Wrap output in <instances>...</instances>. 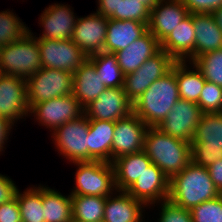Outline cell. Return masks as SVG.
Wrapping results in <instances>:
<instances>
[{
  "label": "cell",
  "mask_w": 222,
  "mask_h": 222,
  "mask_svg": "<svg viewBox=\"0 0 222 222\" xmlns=\"http://www.w3.org/2000/svg\"><path fill=\"white\" fill-rule=\"evenodd\" d=\"M208 169L192 161L169 182V196L173 204L191 210L199 204L219 196Z\"/></svg>",
  "instance_id": "1"
},
{
  "label": "cell",
  "mask_w": 222,
  "mask_h": 222,
  "mask_svg": "<svg viewBox=\"0 0 222 222\" xmlns=\"http://www.w3.org/2000/svg\"><path fill=\"white\" fill-rule=\"evenodd\" d=\"M143 152L170 179L191 162V143L165 134L157 127H148Z\"/></svg>",
  "instance_id": "2"
},
{
  "label": "cell",
  "mask_w": 222,
  "mask_h": 222,
  "mask_svg": "<svg viewBox=\"0 0 222 222\" xmlns=\"http://www.w3.org/2000/svg\"><path fill=\"white\" fill-rule=\"evenodd\" d=\"M180 99L175 76V64L165 76L155 80L133 102V112L148 126L158 127Z\"/></svg>",
  "instance_id": "3"
},
{
  "label": "cell",
  "mask_w": 222,
  "mask_h": 222,
  "mask_svg": "<svg viewBox=\"0 0 222 222\" xmlns=\"http://www.w3.org/2000/svg\"><path fill=\"white\" fill-rule=\"evenodd\" d=\"M41 68L39 44L31 30L21 40L2 46L0 70L3 75L28 79Z\"/></svg>",
  "instance_id": "4"
},
{
  "label": "cell",
  "mask_w": 222,
  "mask_h": 222,
  "mask_svg": "<svg viewBox=\"0 0 222 222\" xmlns=\"http://www.w3.org/2000/svg\"><path fill=\"white\" fill-rule=\"evenodd\" d=\"M222 159V112L202 114L191 142V161L209 167Z\"/></svg>",
  "instance_id": "5"
},
{
  "label": "cell",
  "mask_w": 222,
  "mask_h": 222,
  "mask_svg": "<svg viewBox=\"0 0 222 222\" xmlns=\"http://www.w3.org/2000/svg\"><path fill=\"white\" fill-rule=\"evenodd\" d=\"M77 165L75 187L71 195L108 197L116 191L112 163L103 161L72 162ZM115 190V191H114Z\"/></svg>",
  "instance_id": "6"
},
{
  "label": "cell",
  "mask_w": 222,
  "mask_h": 222,
  "mask_svg": "<svg viewBox=\"0 0 222 222\" xmlns=\"http://www.w3.org/2000/svg\"><path fill=\"white\" fill-rule=\"evenodd\" d=\"M73 73L51 68H41L26 79L27 103H36L72 94Z\"/></svg>",
  "instance_id": "7"
},
{
  "label": "cell",
  "mask_w": 222,
  "mask_h": 222,
  "mask_svg": "<svg viewBox=\"0 0 222 222\" xmlns=\"http://www.w3.org/2000/svg\"><path fill=\"white\" fill-rule=\"evenodd\" d=\"M176 60L164 50L148 58L136 71L124 76L123 89L133 103L159 78L172 70Z\"/></svg>",
  "instance_id": "8"
},
{
  "label": "cell",
  "mask_w": 222,
  "mask_h": 222,
  "mask_svg": "<svg viewBox=\"0 0 222 222\" xmlns=\"http://www.w3.org/2000/svg\"><path fill=\"white\" fill-rule=\"evenodd\" d=\"M89 119L83 114L76 120L66 122L53 131L51 136L60 155L69 162L88 161Z\"/></svg>",
  "instance_id": "9"
},
{
  "label": "cell",
  "mask_w": 222,
  "mask_h": 222,
  "mask_svg": "<svg viewBox=\"0 0 222 222\" xmlns=\"http://www.w3.org/2000/svg\"><path fill=\"white\" fill-rule=\"evenodd\" d=\"M42 126L50 132L62 124L78 119L84 114V108L73 94L53 98L34 104L29 111Z\"/></svg>",
  "instance_id": "10"
},
{
  "label": "cell",
  "mask_w": 222,
  "mask_h": 222,
  "mask_svg": "<svg viewBox=\"0 0 222 222\" xmlns=\"http://www.w3.org/2000/svg\"><path fill=\"white\" fill-rule=\"evenodd\" d=\"M43 68L74 73L88 58L71 39H37Z\"/></svg>",
  "instance_id": "11"
},
{
  "label": "cell",
  "mask_w": 222,
  "mask_h": 222,
  "mask_svg": "<svg viewBox=\"0 0 222 222\" xmlns=\"http://www.w3.org/2000/svg\"><path fill=\"white\" fill-rule=\"evenodd\" d=\"M201 115L197 103L179 99L157 128L167 135L191 143Z\"/></svg>",
  "instance_id": "12"
},
{
  "label": "cell",
  "mask_w": 222,
  "mask_h": 222,
  "mask_svg": "<svg viewBox=\"0 0 222 222\" xmlns=\"http://www.w3.org/2000/svg\"><path fill=\"white\" fill-rule=\"evenodd\" d=\"M148 126L134 113L115 122L111 163L125 155L143 151L144 138Z\"/></svg>",
  "instance_id": "13"
},
{
  "label": "cell",
  "mask_w": 222,
  "mask_h": 222,
  "mask_svg": "<svg viewBox=\"0 0 222 222\" xmlns=\"http://www.w3.org/2000/svg\"><path fill=\"white\" fill-rule=\"evenodd\" d=\"M132 112L133 103L127 98L123 87L106 88L84 108V115L89 120L116 122Z\"/></svg>",
  "instance_id": "14"
},
{
  "label": "cell",
  "mask_w": 222,
  "mask_h": 222,
  "mask_svg": "<svg viewBox=\"0 0 222 222\" xmlns=\"http://www.w3.org/2000/svg\"><path fill=\"white\" fill-rule=\"evenodd\" d=\"M30 108L27 103L26 79L13 76H0V116L13 124L28 117Z\"/></svg>",
  "instance_id": "15"
},
{
  "label": "cell",
  "mask_w": 222,
  "mask_h": 222,
  "mask_svg": "<svg viewBox=\"0 0 222 222\" xmlns=\"http://www.w3.org/2000/svg\"><path fill=\"white\" fill-rule=\"evenodd\" d=\"M108 20L97 12L78 18L71 40L87 57L104 51Z\"/></svg>",
  "instance_id": "16"
},
{
  "label": "cell",
  "mask_w": 222,
  "mask_h": 222,
  "mask_svg": "<svg viewBox=\"0 0 222 222\" xmlns=\"http://www.w3.org/2000/svg\"><path fill=\"white\" fill-rule=\"evenodd\" d=\"M170 179L154 163H151L135 183L126 191L134 199L140 200L146 206L158 204L169 196Z\"/></svg>",
  "instance_id": "17"
},
{
  "label": "cell",
  "mask_w": 222,
  "mask_h": 222,
  "mask_svg": "<svg viewBox=\"0 0 222 222\" xmlns=\"http://www.w3.org/2000/svg\"><path fill=\"white\" fill-rule=\"evenodd\" d=\"M189 14L182 0H160L150 11L148 30L161 43Z\"/></svg>",
  "instance_id": "18"
},
{
  "label": "cell",
  "mask_w": 222,
  "mask_h": 222,
  "mask_svg": "<svg viewBox=\"0 0 222 222\" xmlns=\"http://www.w3.org/2000/svg\"><path fill=\"white\" fill-rule=\"evenodd\" d=\"M40 16L41 26L44 28L42 35L36 37L37 39H52V40H66L71 39L75 24L77 23V16L71 10V7L66 4L49 5L42 11Z\"/></svg>",
  "instance_id": "19"
},
{
  "label": "cell",
  "mask_w": 222,
  "mask_h": 222,
  "mask_svg": "<svg viewBox=\"0 0 222 222\" xmlns=\"http://www.w3.org/2000/svg\"><path fill=\"white\" fill-rule=\"evenodd\" d=\"M160 0H98L96 12L112 20L149 23L150 11Z\"/></svg>",
  "instance_id": "20"
},
{
  "label": "cell",
  "mask_w": 222,
  "mask_h": 222,
  "mask_svg": "<svg viewBox=\"0 0 222 222\" xmlns=\"http://www.w3.org/2000/svg\"><path fill=\"white\" fill-rule=\"evenodd\" d=\"M161 49L176 61L192 62L195 59L193 14H189L182 20L171 34L161 42Z\"/></svg>",
  "instance_id": "21"
},
{
  "label": "cell",
  "mask_w": 222,
  "mask_h": 222,
  "mask_svg": "<svg viewBox=\"0 0 222 222\" xmlns=\"http://www.w3.org/2000/svg\"><path fill=\"white\" fill-rule=\"evenodd\" d=\"M161 50V43L148 30L125 49L115 52L124 75L136 71L148 58Z\"/></svg>",
  "instance_id": "22"
},
{
  "label": "cell",
  "mask_w": 222,
  "mask_h": 222,
  "mask_svg": "<svg viewBox=\"0 0 222 222\" xmlns=\"http://www.w3.org/2000/svg\"><path fill=\"white\" fill-rule=\"evenodd\" d=\"M116 192L114 193L116 195L111 194L106 198L103 221L142 222L143 209L147 206L140 200L134 199L127 191L116 190Z\"/></svg>",
  "instance_id": "23"
},
{
  "label": "cell",
  "mask_w": 222,
  "mask_h": 222,
  "mask_svg": "<svg viewBox=\"0 0 222 222\" xmlns=\"http://www.w3.org/2000/svg\"><path fill=\"white\" fill-rule=\"evenodd\" d=\"M148 31V23L135 20H108L104 51L115 53L125 49Z\"/></svg>",
  "instance_id": "24"
},
{
  "label": "cell",
  "mask_w": 222,
  "mask_h": 222,
  "mask_svg": "<svg viewBox=\"0 0 222 222\" xmlns=\"http://www.w3.org/2000/svg\"><path fill=\"white\" fill-rule=\"evenodd\" d=\"M106 88L101 82L94 64L88 58L73 73L72 94L83 108L94 101Z\"/></svg>",
  "instance_id": "25"
},
{
  "label": "cell",
  "mask_w": 222,
  "mask_h": 222,
  "mask_svg": "<svg viewBox=\"0 0 222 222\" xmlns=\"http://www.w3.org/2000/svg\"><path fill=\"white\" fill-rule=\"evenodd\" d=\"M114 129V121L89 120L88 161L111 163Z\"/></svg>",
  "instance_id": "26"
},
{
  "label": "cell",
  "mask_w": 222,
  "mask_h": 222,
  "mask_svg": "<svg viewBox=\"0 0 222 222\" xmlns=\"http://www.w3.org/2000/svg\"><path fill=\"white\" fill-rule=\"evenodd\" d=\"M195 58L203 53L222 49V31L212 13L193 14Z\"/></svg>",
  "instance_id": "27"
},
{
  "label": "cell",
  "mask_w": 222,
  "mask_h": 222,
  "mask_svg": "<svg viewBox=\"0 0 222 222\" xmlns=\"http://www.w3.org/2000/svg\"><path fill=\"white\" fill-rule=\"evenodd\" d=\"M143 152L121 156L112 162L116 190L126 191L151 164Z\"/></svg>",
  "instance_id": "28"
},
{
  "label": "cell",
  "mask_w": 222,
  "mask_h": 222,
  "mask_svg": "<svg viewBox=\"0 0 222 222\" xmlns=\"http://www.w3.org/2000/svg\"><path fill=\"white\" fill-rule=\"evenodd\" d=\"M187 64L188 63L186 61L175 62V76L179 96L180 99L198 103L206 79L193 62H189L190 65L192 64V70Z\"/></svg>",
  "instance_id": "29"
},
{
  "label": "cell",
  "mask_w": 222,
  "mask_h": 222,
  "mask_svg": "<svg viewBox=\"0 0 222 222\" xmlns=\"http://www.w3.org/2000/svg\"><path fill=\"white\" fill-rule=\"evenodd\" d=\"M42 205L45 222H72L71 194L64 196L42 185Z\"/></svg>",
  "instance_id": "30"
},
{
  "label": "cell",
  "mask_w": 222,
  "mask_h": 222,
  "mask_svg": "<svg viewBox=\"0 0 222 222\" xmlns=\"http://www.w3.org/2000/svg\"><path fill=\"white\" fill-rule=\"evenodd\" d=\"M106 198L102 196L71 195L72 221H103Z\"/></svg>",
  "instance_id": "31"
},
{
  "label": "cell",
  "mask_w": 222,
  "mask_h": 222,
  "mask_svg": "<svg viewBox=\"0 0 222 222\" xmlns=\"http://www.w3.org/2000/svg\"><path fill=\"white\" fill-rule=\"evenodd\" d=\"M88 59L94 64L101 82L108 88L123 87L124 74L114 53L99 52Z\"/></svg>",
  "instance_id": "32"
},
{
  "label": "cell",
  "mask_w": 222,
  "mask_h": 222,
  "mask_svg": "<svg viewBox=\"0 0 222 222\" xmlns=\"http://www.w3.org/2000/svg\"><path fill=\"white\" fill-rule=\"evenodd\" d=\"M17 202L22 222H45L42 205V186L29 187L23 193L17 189Z\"/></svg>",
  "instance_id": "33"
},
{
  "label": "cell",
  "mask_w": 222,
  "mask_h": 222,
  "mask_svg": "<svg viewBox=\"0 0 222 222\" xmlns=\"http://www.w3.org/2000/svg\"><path fill=\"white\" fill-rule=\"evenodd\" d=\"M15 15L9 9L0 12V46L21 40L29 32L26 24Z\"/></svg>",
  "instance_id": "34"
},
{
  "label": "cell",
  "mask_w": 222,
  "mask_h": 222,
  "mask_svg": "<svg viewBox=\"0 0 222 222\" xmlns=\"http://www.w3.org/2000/svg\"><path fill=\"white\" fill-rule=\"evenodd\" d=\"M192 62L206 81L222 87V49L203 53Z\"/></svg>",
  "instance_id": "35"
},
{
  "label": "cell",
  "mask_w": 222,
  "mask_h": 222,
  "mask_svg": "<svg viewBox=\"0 0 222 222\" xmlns=\"http://www.w3.org/2000/svg\"><path fill=\"white\" fill-rule=\"evenodd\" d=\"M192 222H222V194L191 210Z\"/></svg>",
  "instance_id": "36"
},
{
  "label": "cell",
  "mask_w": 222,
  "mask_h": 222,
  "mask_svg": "<svg viewBox=\"0 0 222 222\" xmlns=\"http://www.w3.org/2000/svg\"><path fill=\"white\" fill-rule=\"evenodd\" d=\"M197 104L202 114L222 112V87L205 81Z\"/></svg>",
  "instance_id": "37"
},
{
  "label": "cell",
  "mask_w": 222,
  "mask_h": 222,
  "mask_svg": "<svg viewBox=\"0 0 222 222\" xmlns=\"http://www.w3.org/2000/svg\"><path fill=\"white\" fill-rule=\"evenodd\" d=\"M160 203L161 211L158 222H192V215L189 209L181 208L168 199Z\"/></svg>",
  "instance_id": "38"
},
{
  "label": "cell",
  "mask_w": 222,
  "mask_h": 222,
  "mask_svg": "<svg viewBox=\"0 0 222 222\" xmlns=\"http://www.w3.org/2000/svg\"><path fill=\"white\" fill-rule=\"evenodd\" d=\"M190 14L213 13L222 7V0H182Z\"/></svg>",
  "instance_id": "39"
},
{
  "label": "cell",
  "mask_w": 222,
  "mask_h": 222,
  "mask_svg": "<svg viewBox=\"0 0 222 222\" xmlns=\"http://www.w3.org/2000/svg\"><path fill=\"white\" fill-rule=\"evenodd\" d=\"M0 222H22L16 196L0 205Z\"/></svg>",
  "instance_id": "40"
},
{
  "label": "cell",
  "mask_w": 222,
  "mask_h": 222,
  "mask_svg": "<svg viewBox=\"0 0 222 222\" xmlns=\"http://www.w3.org/2000/svg\"><path fill=\"white\" fill-rule=\"evenodd\" d=\"M17 185L5 175L0 174V205L12 200L17 192Z\"/></svg>",
  "instance_id": "41"
},
{
  "label": "cell",
  "mask_w": 222,
  "mask_h": 222,
  "mask_svg": "<svg viewBox=\"0 0 222 222\" xmlns=\"http://www.w3.org/2000/svg\"><path fill=\"white\" fill-rule=\"evenodd\" d=\"M207 169L215 187L222 193V159L216 160Z\"/></svg>",
  "instance_id": "42"
},
{
  "label": "cell",
  "mask_w": 222,
  "mask_h": 222,
  "mask_svg": "<svg viewBox=\"0 0 222 222\" xmlns=\"http://www.w3.org/2000/svg\"><path fill=\"white\" fill-rule=\"evenodd\" d=\"M12 126L14 124L7 120L6 118L0 116V153L5 148L3 145L7 143L9 133L11 132Z\"/></svg>",
  "instance_id": "43"
},
{
  "label": "cell",
  "mask_w": 222,
  "mask_h": 222,
  "mask_svg": "<svg viewBox=\"0 0 222 222\" xmlns=\"http://www.w3.org/2000/svg\"><path fill=\"white\" fill-rule=\"evenodd\" d=\"M212 14L215 17L217 25L219 26L220 30L222 31V7H220L217 10H215Z\"/></svg>",
  "instance_id": "44"
}]
</instances>
